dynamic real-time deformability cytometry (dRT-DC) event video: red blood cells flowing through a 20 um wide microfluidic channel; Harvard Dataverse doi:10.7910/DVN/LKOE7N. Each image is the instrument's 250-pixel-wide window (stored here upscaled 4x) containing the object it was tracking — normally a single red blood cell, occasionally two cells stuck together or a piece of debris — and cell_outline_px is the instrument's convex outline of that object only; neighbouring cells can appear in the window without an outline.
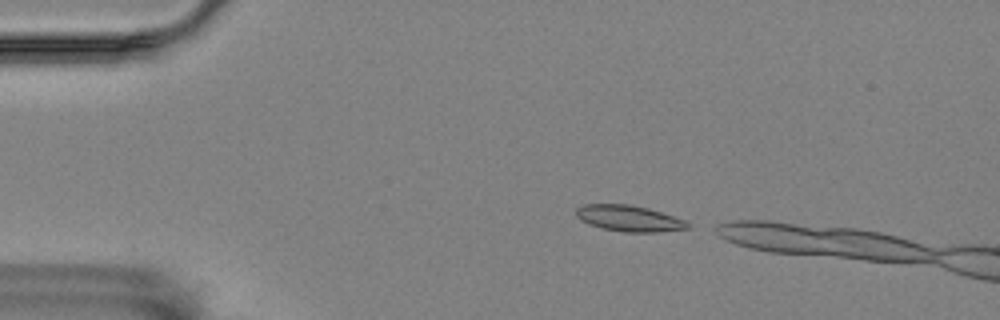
{"species": "Egyptian fruit bat (a non-hibernating species)", "species_latin": "Rousettus aegyptiacus", "temperature_condition": "room temperature", "stored_images_in_passage": 7, "camera_frame_rate_fps": 3000, "um_per_image_px": 0.085, "animal": {"sex": "female"}, "frame": {"image": 1, "passage_image": 2, "time_ms": 0.333, "image_size_px": [1000, 320], "cell_outline_px": [[692, 228], [656, 232], [624, 232], [604, 228], [588, 224], [580, 220], [576, 216], [576, 208], [584, 204], [628, 204], [648, 208], [684, 220], [692, 224]], "centroid_in_image_um": [53.47, 18.56], "position_along_channel_um": 31.5, "area_um2": 16.94}}